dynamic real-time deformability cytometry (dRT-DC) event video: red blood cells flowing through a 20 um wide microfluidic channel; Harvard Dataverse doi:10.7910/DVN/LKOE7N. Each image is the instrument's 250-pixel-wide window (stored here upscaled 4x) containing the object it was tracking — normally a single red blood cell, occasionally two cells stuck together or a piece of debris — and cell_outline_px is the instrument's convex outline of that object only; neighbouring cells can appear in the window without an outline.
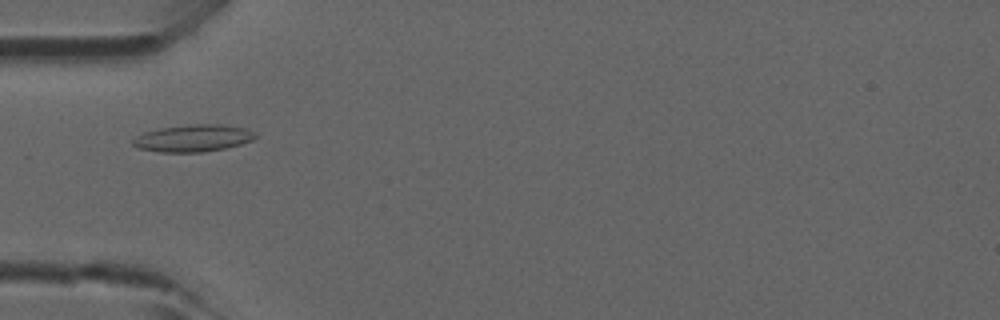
{"species": "common noctule bat (a hibernating species)", "species_latin": "Nyctalus noctula", "temperature_condition": "room temperature", "stored_images_in_passage": 22, "camera_frame_rate_fps": 3000, "um_per_image_px": 0.085, "animal": {"sex": "male", "forearm_length_mm": 52.5}, "frame": {"image": 1, "passage_image": 1, "time_ms": 0.0, "image_size_px": [1000, 320], "cell_outline_px": [[256, 136], [252, 140], [240, 144], [224, 148], [200, 152], [160, 152], [136, 148], [132, 144], [132, 140], [136, 136], [144, 132], [160, 128], [192, 124], [220, 124], [244, 128], [256, 132]], "centroid_in_image_um": [16.38, 11.74], "position_along_channel_um": 68.6, "area_um2": 19.25}}
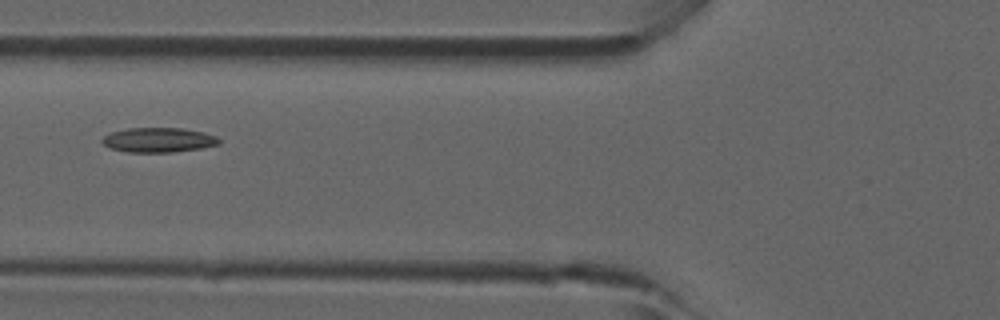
{"frame": {"image": 2, "passage_image": 4, "time_ms": 1.0, "image_size_px": [1000, 320], "cell_outline_px": [[220, 144], [200, 148], [172, 152], [128, 152], [108, 148], [100, 140], [104, 136], [112, 132], [128, 128], [184, 128], [204, 132], [216, 136], [220, 140]], "centroid_in_image_um": [13.47, 11.89], "position_along_channel_um": 112.3, "area_um2": 16.82}}